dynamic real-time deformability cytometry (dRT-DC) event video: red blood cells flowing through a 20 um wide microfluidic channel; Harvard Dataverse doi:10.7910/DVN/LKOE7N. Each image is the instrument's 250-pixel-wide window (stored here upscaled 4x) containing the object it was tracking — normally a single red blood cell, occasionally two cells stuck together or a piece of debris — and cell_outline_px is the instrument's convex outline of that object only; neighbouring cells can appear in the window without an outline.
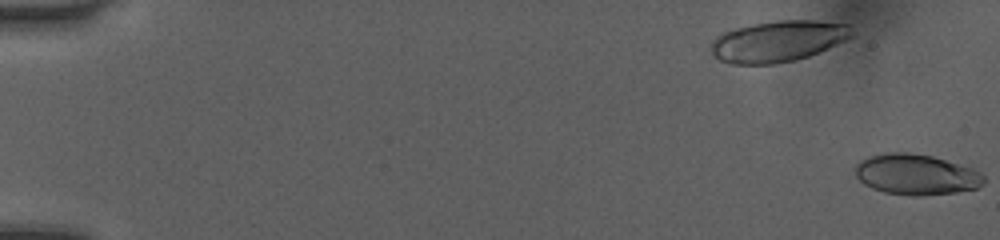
{"species": "human", "species_latin": "Homo sapiens", "temperature_condition": "room temperature", "stored_images_in_passage": 4, "segment_of_instrument_passage": [2, 2], "camera_frame_rate_fps": 3000, "um_per_image_px": 0.085, "donor": {"sex": "female"}, "frame": {"image": 1, "passage_image": 4, "time_ms": 1.0, "image_size_px": [1000, 240], "cell_outline_px": [[984, 184], [976, 188], [956, 192], [920, 196], [912, 196], [884, 192], [872, 188], [864, 184], [856, 176], [856, 164], [860, 160], [868, 156], [888, 152], [908, 152], [932, 156], [972, 168], [980, 172], [984, 176]], "centroid_in_image_um": [77.86, 14.83], "position_along_channel_um": 7.1, "area_um2": 30.46}}